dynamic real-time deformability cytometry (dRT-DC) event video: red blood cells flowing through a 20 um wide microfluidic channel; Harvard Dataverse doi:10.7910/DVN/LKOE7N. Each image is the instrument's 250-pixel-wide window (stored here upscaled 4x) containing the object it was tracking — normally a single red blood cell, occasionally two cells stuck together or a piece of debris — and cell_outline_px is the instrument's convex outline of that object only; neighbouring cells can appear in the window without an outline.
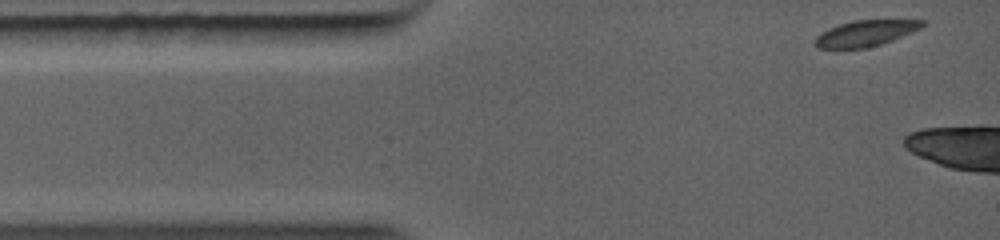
{"species": "common noctule bat (a hibernating species)", "species_latin": "Nyctalus noctula", "temperature_condition": "warm", "stored_images_in_passage": 6, "camera_frame_rate_fps": 5000, "um_per_image_px": 0.085, "animal": {"sex": "female", "body_mass_g": 19.0, "forearm_length_mm": 56.7}, "frame": {"image": 1, "passage_image": 1, "time_ms": 0.0, "image_size_px": [1000, 240], "cell_outline_px": [[928, 24], [912, 32], [892, 40], [880, 44], [864, 48], [816, 48], [812, 44], [812, 40], [816, 36], [828, 28], [852, 20], [924, 20]], "centroid_in_image_um": [73.53, 2.82], "position_along_channel_um": 11.5, "area_um2": 16.3}}
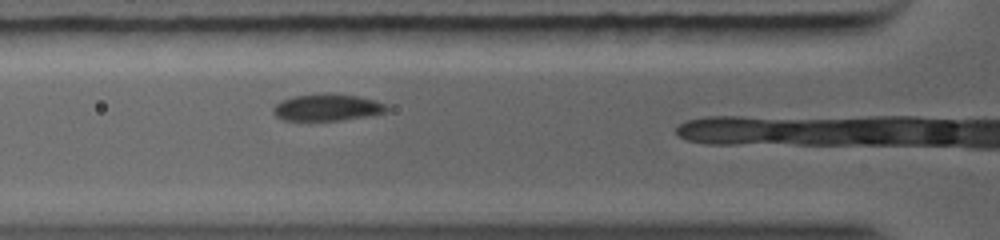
{"frame": {"image": 2, "passage_image": 5, "time_ms": 3.0, "image_size_px": [1000, 240], "cell_outline_px": [[388, 112], [340, 120], [284, 120], [276, 116], [272, 112], [272, 108], [276, 104], [284, 100], [296, 96], [324, 92], [356, 96], [372, 100], [384, 104], [388, 108]], "centroid_in_image_um": [27.78, 9.13], "position_along_channel_um": 98.0, "area_um2": 17.46}}